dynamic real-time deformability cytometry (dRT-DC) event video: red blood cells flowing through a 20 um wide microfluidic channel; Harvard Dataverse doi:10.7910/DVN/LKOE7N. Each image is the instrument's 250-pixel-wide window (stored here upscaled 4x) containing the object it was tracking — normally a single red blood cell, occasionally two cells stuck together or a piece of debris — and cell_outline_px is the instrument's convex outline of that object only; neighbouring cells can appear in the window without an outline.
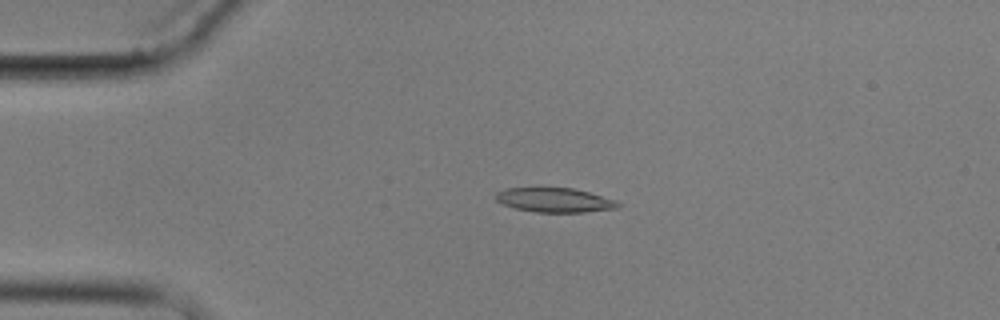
{"species": "common noctule bat (a hibernating species)", "species_latin": "Nyctalus noctula", "temperature_condition": "cold", "stored_images_in_passage": 5, "camera_frame_rate_fps": 3000, "um_per_image_px": 0.085, "animal": {"sex": "male", "body_mass_g": 17.9}, "frame": {"image": 1, "passage_image": 4, "time_ms": 3.333, "image_size_px": [1000, 320], "cell_outline_px": [[620, 208], [584, 212], [536, 212], [516, 208], [504, 204], [496, 200], [496, 192], [508, 188], [572, 188], [588, 192], [616, 200], [620, 204]], "centroid_in_image_um": [47.17, 17.01], "position_along_channel_um": 37.8, "area_um2": 17.17}}